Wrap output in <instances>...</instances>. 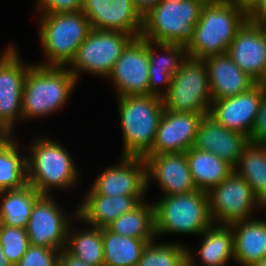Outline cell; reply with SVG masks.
Returning a JSON list of instances; mask_svg holds the SVG:
<instances>
[{
  "label": "cell",
  "mask_w": 266,
  "mask_h": 266,
  "mask_svg": "<svg viewBox=\"0 0 266 266\" xmlns=\"http://www.w3.org/2000/svg\"><path fill=\"white\" fill-rule=\"evenodd\" d=\"M247 20V10L233 1L204 4L191 39L186 45L187 55L205 59L226 54L237 31Z\"/></svg>",
  "instance_id": "cell-1"
},
{
  "label": "cell",
  "mask_w": 266,
  "mask_h": 266,
  "mask_svg": "<svg viewBox=\"0 0 266 266\" xmlns=\"http://www.w3.org/2000/svg\"><path fill=\"white\" fill-rule=\"evenodd\" d=\"M118 99L124 139L122 157L144 158L155 141L164 112L163 99L151 95L124 96Z\"/></svg>",
  "instance_id": "cell-2"
},
{
  "label": "cell",
  "mask_w": 266,
  "mask_h": 266,
  "mask_svg": "<svg viewBox=\"0 0 266 266\" xmlns=\"http://www.w3.org/2000/svg\"><path fill=\"white\" fill-rule=\"evenodd\" d=\"M76 82L68 68L32 65L23 87L22 118L34 119L60 109Z\"/></svg>",
  "instance_id": "cell-3"
},
{
  "label": "cell",
  "mask_w": 266,
  "mask_h": 266,
  "mask_svg": "<svg viewBox=\"0 0 266 266\" xmlns=\"http://www.w3.org/2000/svg\"><path fill=\"white\" fill-rule=\"evenodd\" d=\"M153 206L156 236L166 233L201 235L213 224L206 191L164 196Z\"/></svg>",
  "instance_id": "cell-4"
},
{
  "label": "cell",
  "mask_w": 266,
  "mask_h": 266,
  "mask_svg": "<svg viewBox=\"0 0 266 266\" xmlns=\"http://www.w3.org/2000/svg\"><path fill=\"white\" fill-rule=\"evenodd\" d=\"M39 36L49 63L45 67H67L82 42L92 30L90 21L81 11L41 14Z\"/></svg>",
  "instance_id": "cell-5"
},
{
  "label": "cell",
  "mask_w": 266,
  "mask_h": 266,
  "mask_svg": "<svg viewBox=\"0 0 266 266\" xmlns=\"http://www.w3.org/2000/svg\"><path fill=\"white\" fill-rule=\"evenodd\" d=\"M203 5L199 0H161L143 16L141 37L186 46Z\"/></svg>",
  "instance_id": "cell-6"
},
{
  "label": "cell",
  "mask_w": 266,
  "mask_h": 266,
  "mask_svg": "<svg viewBox=\"0 0 266 266\" xmlns=\"http://www.w3.org/2000/svg\"><path fill=\"white\" fill-rule=\"evenodd\" d=\"M31 149V156L26 159L27 184L41 195H50L51 187L73 186L78 179L77 170L66 149L44 138L36 141Z\"/></svg>",
  "instance_id": "cell-7"
},
{
  "label": "cell",
  "mask_w": 266,
  "mask_h": 266,
  "mask_svg": "<svg viewBox=\"0 0 266 266\" xmlns=\"http://www.w3.org/2000/svg\"><path fill=\"white\" fill-rule=\"evenodd\" d=\"M162 99L164 109L169 111L209 113L212 98L204 59L186 57Z\"/></svg>",
  "instance_id": "cell-8"
},
{
  "label": "cell",
  "mask_w": 266,
  "mask_h": 266,
  "mask_svg": "<svg viewBox=\"0 0 266 266\" xmlns=\"http://www.w3.org/2000/svg\"><path fill=\"white\" fill-rule=\"evenodd\" d=\"M134 37L120 31L92 29L79 46L69 71L78 81V72L109 76L123 49Z\"/></svg>",
  "instance_id": "cell-9"
},
{
  "label": "cell",
  "mask_w": 266,
  "mask_h": 266,
  "mask_svg": "<svg viewBox=\"0 0 266 266\" xmlns=\"http://www.w3.org/2000/svg\"><path fill=\"white\" fill-rule=\"evenodd\" d=\"M208 195L213 224L216 220L222 225L249 220L253 208L263 205L251 186L235 171L219 185L214 186Z\"/></svg>",
  "instance_id": "cell-10"
},
{
  "label": "cell",
  "mask_w": 266,
  "mask_h": 266,
  "mask_svg": "<svg viewBox=\"0 0 266 266\" xmlns=\"http://www.w3.org/2000/svg\"><path fill=\"white\" fill-rule=\"evenodd\" d=\"M17 49L11 44L0 58V135L11 136L13 124L22 118V97L26 74Z\"/></svg>",
  "instance_id": "cell-11"
},
{
  "label": "cell",
  "mask_w": 266,
  "mask_h": 266,
  "mask_svg": "<svg viewBox=\"0 0 266 266\" xmlns=\"http://www.w3.org/2000/svg\"><path fill=\"white\" fill-rule=\"evenodd\" d=\"M149 66V40L133 38L109 75L119 97L149 95Z\"/></svg>",
  "instance_id": "cell-12"
},
{
  "label": "cell",
  "mask_w": 266,
  "mask_h": 266,
  "mask_svg": "<svg viewBox=\"0 0 266 266\" xmlns=\"http://www.w3.org/2000/svg\"><path fill=\"white\" fill-rule=\"evenodd\" d=\"M51 195H42L34 204L26 227L29 244L49 249L66 248L70 223Z\"/></svg>",
  "instance_id": "cell-13"
},
{
  "label": "cell",
  "mask_w": 266,
  "mask_h": 266,
  "mask_svg": "<svg viewBox=\"0 0 266 266\" xmlns=\"http://www.w3.org/2000/svg\"><path fill=\"white\" fill-rule=\"evenodd\" d=\"M227 55L256 83L266 84V25L247 20L237 31Z\"/></svg>",
  "instance_id": "cell-14"
},
{
  "label": "cell",
  "mask_w": 266,
  "mask_h": 266,
  "mask_svg": "<svg viewBox=\"0 0 266 266\" xmlns=\"http://www.w3.org/2000/svg\"><path fill=\"white\" fill-rule=\"evenodd\" d=\"M265 90L266 84L256 83L246 92L213 100L208 115L227 129L250 137Z\"/></svg>",
  "instance_id": "cell-15"
},
{
  "label": "cell",
  "mask_w": 266,
  "mask_h": 266,
  "mask_svg": "<svg viewBox=\"0 0 266 266\" xmlns=\"http://www.w3.org/2000/svg\"><path fill=\"white\" fill-rule=\"evenodd\" d=\"M208 113L173 112L164 109L155 141L148 154L180 153L193 147L197 129Z\"/></svg>",
  "instance_id": "cell-16"
},
{
  "label": "cell",
  "mask_w": 266,
  "mask_h": 266,
  "mask_svg": "<svg viewBox=\"0 0 266 266\" xmlns=\"http://www.w3.org/2000/svg\"><path fill=\"white\" fill-rule=\"evenodd\" d=\"M147 187L150 178L159 183L165 196L186 194L197 190L185 152L147 154Z\"/></svg>",
  "instance_id": "cell-17"
},
{
  "label": "cell",
  "mask_w": 266,
  "mask_h": 266,
  "mask_svg": "<svg viewBox=\"0 0 266 266\" xmlns=\"http://www.w3.org/2000/svg\"><path fill=\"white\" fill-rule=\"evenodd\" d=\"M118 165L108 167L91 188L100 195H144L147 191L146 161L142 157H122Z\"/></svg>",
  "instance_id": "cell-18"
},
{
  "label": "cell",
  "mask_w": 266,
  "mask_h": 266,
  "mask_svg": "<svg viewBox=\"0 0 266 266\" xmlns=\"http://www.w3.org/2000/svg\"><path fill=\"white\" fill-rule=\"evenodd\" d=\"M249 144V136L229 130L205 115L199 123L193 148L210 152L234 167Z\"/></svg>",
  "instance_id": "cell-19"
},
{
  "label": "cell",
  "mask_w": 266,
  "mask_h": 266,
  "mask_svg": "<svg viewBox=\"0 0 266 266\" xmlns=\"http://www.w3.org/2000/svg\"><path fill=\"white\" fill-rule=\"evenodd\" d=\"M142 195L106 196L97 194L92 188L79 205L74 215L91 224L92 227L103 228L121 215L132 211L143 200Z\"/></svg>",
  "instance_id": "cell-20"
},
{
  "label": "cell",
  "mask_w": 266,
  "mask_h": 266,
  "mask_svg": "<svg viewBox=\"0 0 266 266\" xmlns=\"http://www.w3.org/2000/svg\"><path fill=\"white\" fill-rule=\"evenodd\" d=\"M204 61L208 69L212 101L246 92L256 84L227 53L209 56Z\"/></svg>",
  "instance_id": "cell-21"
},
{
  "label": "cell",
  "mask_w": 266,
  "mask_h": 266,
  "mask_svg": "<svg viewBox=\"0 0 266 266\" xmlns=\"http://www.w3.org/2000/svg\"><path fill=\"white\" fill-rule=\"evenodd\" d=\"M92 29L120 31L140 37L143 17L136 10L133 0H114L103 9H82Z\"/></svg>",
  "instance_id": "cell-22"
},
{
  "label": "cell",
  "mask_w": 266,
  "mask_h": 266,
  "mask_svg": "<svg viewBox=\"0 0 266 266\" xmlns=\"http://www.w3.org/2000/svg\"><path fill=\"white\" fill-rule=\"evenodd\" d=\"M152 44H156V47L158 46L161 51L166 52L167 56H157ZM185 57L188 55L184 45L149 40V95L163 98L168 93L172 76L181 67ZM158 83L167 87L164 90L165 93H161V90L157 89Z\"/></svg>",
  "instance_id": "cell-23"
},
{
  "label": "cell",
  "mask_w": 266,
  "mask_h": 266,
  "mask_svg": "<svg viewBox=\"0 0 266 266\" xmlns=\"http://www.w3.org/2000/svg\"><path fill=\"white\" fill-rule=\"evenodd\" d=\"M235 260L252 266L266 256V221L249 219L231 224Z\"/></svg>",
  "instance_id": "cell-24"
},
{
  "label": "cell",
  "mask_w": 266,
  "mask_h": 266,
  "mask_svg": "<svg viewBox=\"0 0 266 266\" xmlns=\"http://www.w3.org/2000/svg\"><path fill=\"white\" fill-rule=\"evenodd\" d=\"M219 225L212 224L202 233L203 243L197 252L202 262L200 266H226L230 258H235L232 227ZM192 255L188 249L187 266H195Z\"/></svg>",
  "instance_id": "cell-25"
},
{
  "label": "cell",
  "mask_w": 266,
  "mask_h": 266,
  "mask_svg": "<svg viewBox=\"0 0 266 266\" xmlns=\"http://www.w3.org/2000/svg\"><path fill=\"white\" fill-rule=\"evenodd\" d=\"M185 153L197 190L209 192L234 171L227 161L210 152L191 147Z\"/></svg>",
  "instance_id": "cell-26"
},
{
  "label": "cell",
  "mask_w": 266,
  "mask_h": 266,
  "mask_svg": "<svg viewBox=\"0 0 266 266\" xmlns=\"http://www.w3.org/2000/svg\"><path fill=\"white\" fill-rule=\"evenodd\" d=\"M0 224L26 228L35 202L42 196L31 185L0 192Z\"/></svg>",
  "instance_id": "cell-27"
},
{
  "label": "cell",
  "mask_w": 266,
  "mask_h": 266,
  "mask_svg": "<svg viewBox=\"0 0 266 266\" xmlns=\"http://www.w3.org/2000/svg\"><path fill=\"white\" fill-rule=\"evenodd\" d=\"M104 266H137L147 241L102 228Z\"/></svg>",
  "instance_id": "cell-28"
},
{
  "label": "cell",
  "mask_w": 266,
  "mask_h": 266,
  "mask_svg": "<svg viewBox=\"0 0 266 266\" xmlns=\"http://www.w3.org/2000/svg\"><path fill=\"white\" fill-rule=\"evenodd\" d=\"M234 171L251 186L253 193L264 206L266 204V145L250 143L242 152L234 166Z\"/></svg>",
  "instance_id": "cell-29"
},
{
  "label": "cell",
  "mask_w": 266,
  "mask_h": 266,
  "mask_svg": "<svg viewBox=\"0 0 266 266\" xmlns=\"http://www.w3.org/2000/svg\"><path fill=\"white\" fill-rule=\"evenodd\" d=\"M26 157H20L16 141L0 135V192L17 190L27 184Z\"/></svg>",
  "instance_id": "cell-30"
},
{
  "label": "cell",
  "mask_w": 266,
  "mask_h": 266,
  "mask_svg": "<svg viewBox=\"0 0 266 266\" xmlns=\"http://www.w3.org/2000/svg\"><path fill=\"white\" fill-rule=\"evenodd\" d=\"M107 228L115 234L135 237L150 243L156 236L154 206L141 202L132 211L110 223Z\"/></svg>",
  "instance_id": "cell-31"
},
{
  "label": "cell",
  "mask_w": 266,
  "mask_h": 266,
  "mask_svg": "<svg viewBox=\"0 0 266 266\" xmlns=\"http://www.w3.org/2000/svg\"><path fill=\"white\" fill-rule=\"evenodd\" d=\"M71 233L70 227L66 249L91 266H104L102 228L93 227L91 230Z\"/></svg>",
  "instance_id": "cell-32"
},
{
  "label": "cell",
  "mask_w": 266,
  "mask_h": 266,
  "mask_svg": "<svg viewBox=\"0 0 266 266\" xmlns=\"http://www.w3.org/2000/svg\"><path fill=\"white\" fill-rule=\"evenodd\" d=\"M147 243L137 266H187V248L176 243Z\"/></svg>",
  "instance_id": "cell-33"
},
{
  "label": "cell",
  "mask_w": 266,
  "mask_h": 266,
  "mask_svg": "<svg viewBox=\"0 0 266 266\" xmlns=\"http://www.w3.org/2000/svg\"><path fill=\"white\" fill-rule=\"evenodd\" d=\"M0 245L5 256L15 266L30 245L26 228L0 224Z\"/></svg>",
  "instance_id": "cell-34"
},
{
  "label": "cell",
  "mask_w": 266,
  "mask_h": 266,
  "mask_svg": "<svg viewBox=\"0 0 266 266\" xmlns=\"http://www.w3.org/2000/svg\"><path fill=\"white\" fill-rule=\"evenodd\" d=\"M59 251L30 244L15 266H58Z\"/></svg>",
  "instance_id": "cell-35"
},
{
  "label": "cell",
  "mask_w": 266,
  "mask_h": 266,
  "mask_svg": "<svg viewBox=\"0 0 266 266\" xmlns=\"http://www.w3.org/2000/svg\"><path fill=\"white\" fill-rule=\"evenodd\" d=\"M83 4L84 0H38V10L43 14L77 12Z\"/></svg>",
  "instance_id": "cell-36"
},
{
  "label": "cell",
  "mask_w": 266,
  "mask_h": 266,
  "mask_svg": "<svg viewBox=\"0 0 266 266\" xmlns=\"http://www.w3.org/2000/svg\"><path fill=\"white\" fill-rule=\"evenodd\" d=\"M249 139L250 143L266 145V90L263 92L260 108Z\"/></svg>",
  "instance_id": "cell-37"
},
{
  "label": "cell",
  "mask_w": 266,
  "mask_h": 266,
  "mask_svg": "<svg viewBox=\"0 0 266 266\" xmlns=\"http://www.w3.org/2000/svg\"><path fill=\"white\" fill-rule=\"evenodd\" d=\"M247 12L248 20L266 25V0H258Z\"/></svg>",
  "instance_id": "cell-38"
},
{
  "label": "cell",
  "mask_w": 266,
  "mask_h": 266,
  "mask_svg": "<svg viewBox=\"0 0 266 266\" xmlns=\"http://www.w3.org/2000/svg\"><path fill=\"white\" fill-rule=\"evenodd\" d=\"M58 266H91L79 257L71 254L66 248L59 251Z\"/></svg>",
  "instance_id": "cell-39"
},
{
  "label": "cell",
  "mask_w": 266,
  "mask_h": 266,
  "mask_svg": "<svg viewBox=\"0 0 266 266\" xmlns=\"http://www.w3.org/2000/svg\"><path fill=\"white\" fill-rule=\"evenodd\" d=\"M161 0H133V4L136 10L143 17L146 15L152 8H154Z\"/></svg>",
  "instance_id": "cell-40"
},
{
  "label": "cell",
  "mask_w": 266,
  "mask_h": 266,
  "mask_svg": "<svg viewBox=\"0 0 266 266\" xmlns=\"http://www.w3.org/2000/svg\"><path fill=\"white\" fill-rule=\"evenodd\" d=\"M114 0H84L82 9H103Z\"/></svg>",
  "instance_id": "cell-41"
},
{
  "label": "cell",
  "mask_w": 266,
  "mask_h": 266,
  "mask_svg": "<svg viewBox=\"0 0 266 266\" xmlns=\"http://www.w3.org/2000/svg\"><path fill=\"white\" fill-rule=\"evenodd\" d=\"M236 5L243 7L247 11L258 1V0H232Z\"/></svg>",
  "instance_id": "cell-42"
},
{
  "label": "cell",
  "mask_w": 266,
  "mask_h": 266,
  "mask_svg": "<svg viewBox=\"0 0 266 266\" xmlns=\"http://www.w3.org/2000/svg\"><path fill=\"white\" fill-rule=\"evenodd\" d=\"M0 266H14L9 260L8 258L5 256L4 252H3V248L0 245Z\"/></svg>",
  "instance_id": "cell-43"
},
{
  "label": "cell",
  "mask_w": 266,
  "mask_h": 266,
  "mask_svg": "<svg viewBox=\"0 0 266 266\" xmlns=\"http://www.w3.org/2000/svg\"><path fill=\"white\" fill-rule=\"evenodd\" d=\"M200 2H202L203 4H220V3H225V2H229L232 0H199Z\"/></svg>",
  "instance_id": "cell-44"
},
{
  "label": "cell",
  "mask_w": 266,
  "mask_h": 266,
  "mask_svg": "<svg viewBox=\"0 0 266 266\" xmlns=\"http://www.w3.org/2000/svg\"><path fill=\"white\" fill-rule=\"evenodd\" d=\"M252 266H266V256L260 261L254 263Z\"/></svg>",
  "instance_id": "cell-45"
}]
</instances>
